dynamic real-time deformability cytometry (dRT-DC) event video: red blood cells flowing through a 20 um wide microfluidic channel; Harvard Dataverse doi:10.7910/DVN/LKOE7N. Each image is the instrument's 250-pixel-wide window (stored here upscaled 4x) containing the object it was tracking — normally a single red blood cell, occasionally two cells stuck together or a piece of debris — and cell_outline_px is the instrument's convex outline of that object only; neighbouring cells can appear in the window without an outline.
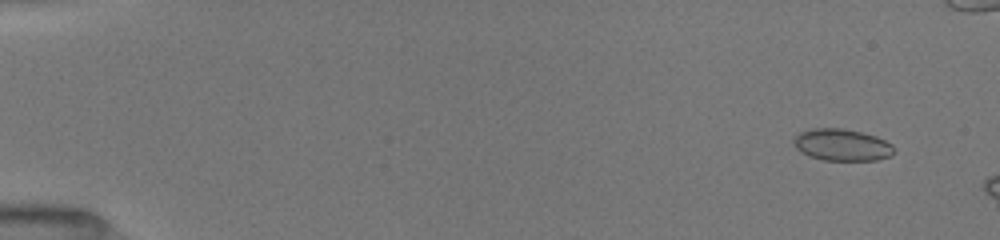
{"species": "common noctule bat (a hibernating species)", "species_latin": "Nyctalus noctula", "temperature_condition": "room temperature", "stored_images_in_passage": 10, "camera_frame_rate_fps": 3000, "um_per_image_px": 0.085, "animal": {"sex": "female", "body_mass_g": 19.5, "forearm_length_mm": 54.1}, "frame": {"image": 1, "passage_image": 4, "time_ms": 1.0, "image_size_px": [1000, 240], "cell_outline_px": [[896, 152], [888, 156], [876, 160], [824, 160], [808, 156], [800, 152], [792, 144], [792, 140], [800, 132], [812, 128], [844, 128], [876, 136], [892, 144], [896, 148]], "centroid_in_image_um": [71.55, 12.31], "position_along_channel_um": 13.5, "area_um2": 18.79}}